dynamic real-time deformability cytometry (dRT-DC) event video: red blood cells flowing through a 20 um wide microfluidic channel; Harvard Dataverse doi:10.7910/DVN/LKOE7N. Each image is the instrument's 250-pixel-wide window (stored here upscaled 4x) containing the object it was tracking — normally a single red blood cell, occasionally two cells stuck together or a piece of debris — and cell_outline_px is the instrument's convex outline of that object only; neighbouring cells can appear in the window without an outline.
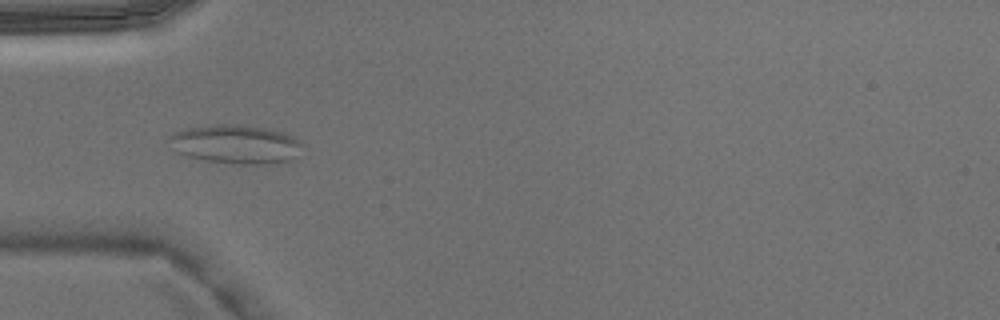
{"species": "Egyptian fruit bat (a non-hibernating species)", "species_latin": "Rousettus aegyptiacus", "temperature_condition": "warm", "stored_images_in_passage": 3, "camera_frame_rate_fps": 3000, "um_per_image_px": 0.085, "animal": {"sex": "male"}, "frame": {"image": 1, "passage_image": 2, "time_ms": 0.333, "image_size_px": [1000, 320], "cell_outline_px": [[300, 144], [296, 156], [292, 160], [260, 164], [236, 164], [208, 160], [188, 156], [176, 152], [168, 136], [184, 128], [216, 124], [236, 124], [268, 128], [284, 132], [300, 140]], "centroid_in_image_um": [20.03, 12.24], "position_along_channel_um": 65.0, "area_um2": 29.88}}
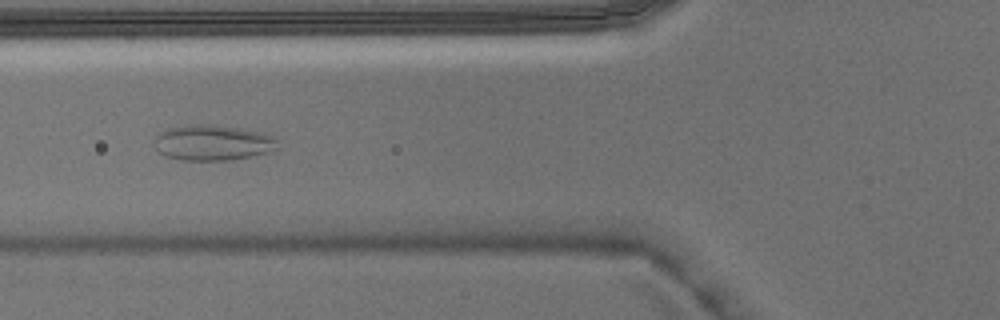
{"frame": {"image": 2, "passage_image": 3, "time_ms": 0.667, "image_size_px": [1000, 320], "cell_outline_px": [[276, 140], [268, 152], [228, 160], [180, 160], [164, 156], [156, 152], [152, 144], [156, 136], [160, 132], [168, 128], [188, 124], [212, 124], [240, 128], [272, 136]], "centroid_in_image_um": [17.9, 12.12], "position_along_channel_um": 107.9, "area_um2": 25.32}}